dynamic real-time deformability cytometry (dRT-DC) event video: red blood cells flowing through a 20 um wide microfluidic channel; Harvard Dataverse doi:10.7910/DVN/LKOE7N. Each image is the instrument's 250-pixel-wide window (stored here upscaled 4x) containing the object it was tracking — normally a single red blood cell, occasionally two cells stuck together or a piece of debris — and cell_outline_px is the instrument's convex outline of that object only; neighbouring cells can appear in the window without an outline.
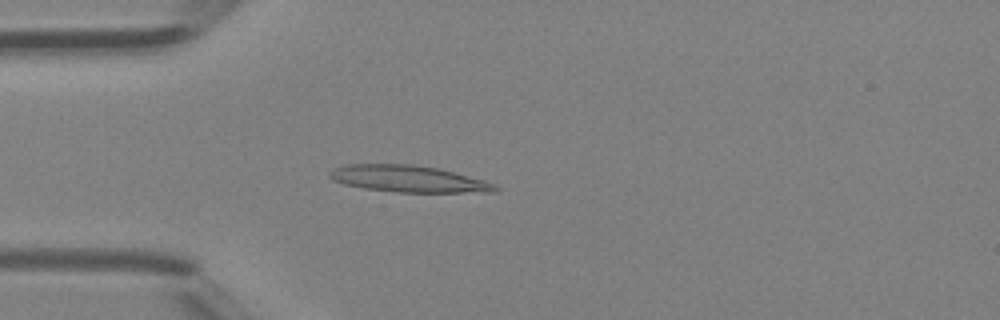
{"species": "Egyptian fruit bat (a non-hibernating species)", "species_latin": "Rousettus aegyptiacus", "temperature_condition": "room temperature", "stored_images_in_passage": 45, "camera_frame_rate_fps": 3000, "um_per_image_px": 0.085, "animal": {"sex": "female"}, "frame": {"image": 1, "passage_image": 12, "time_ms": 3.667, "image_size_px": [1000, 320], "cell_outline_px": [[500, 188], [496, 192], [396, 192], [364, 188], [344, 184], [332, 180], [328, 176], [328, 172], [332, 168], [348, 164], [412, 164], [440, 168], [484, 180], [496, 184]], "centroid_in_image_um": [34.71, 15.19], "position_along_channel_um": 50.3, "area_um2": 25.95}}
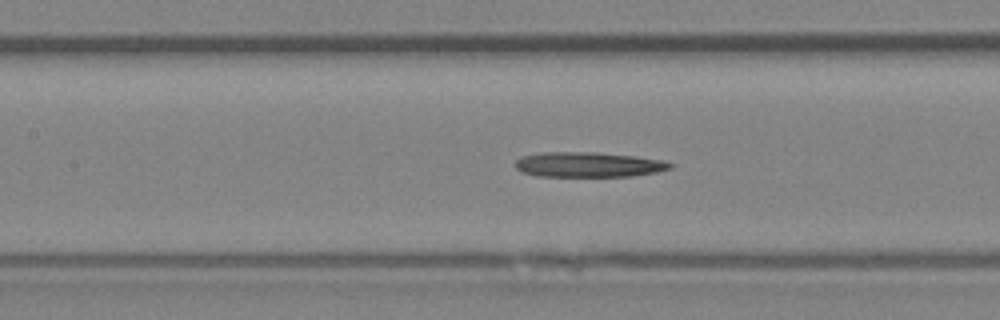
{"frame": {"image": 2, "passage_image": 20, "time_ms": 6.333, "image_size_px": [1000, 320], "cell_outline_px": [[672, 168], [656, 172], [632, 176], [536, 176], [520, 172], [516, 168], [516, 160], [520, 156], [544, 152], [596, 152], [636, 156], [664, 160], [672, 164]], "centroid_in_image_um": [50.0, 13.99], "position_along_channel_um": 157.4, "area_um2": 22.72}}
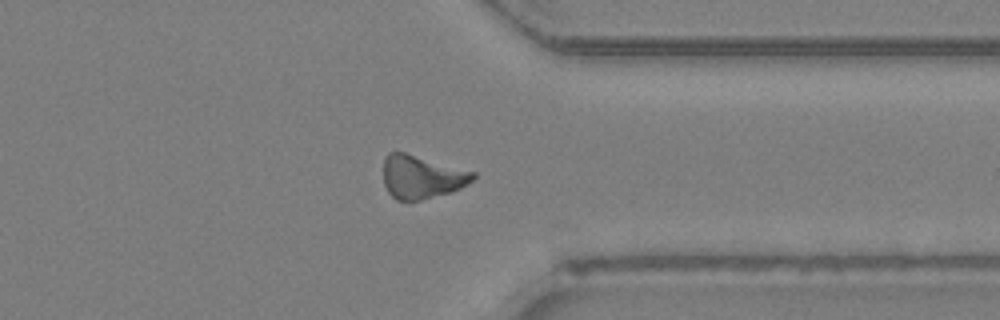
{"frame": {"image": 3, "passage_image": 35, "time_ms": 11.333, "image_size_px": [1000, 320], "cell_outline_px": [[476, 176], [472, 180], [460, 188], [452, 192], [420, 200], [396, 200], [388, 192], [384, 184], [384, 160], [388, 152], [404, 152], [476, 172]], "centroid_in_image_um": [35.83, 15.04], "position_along_channel_um": 375.6, "area_um2": 22.48}}